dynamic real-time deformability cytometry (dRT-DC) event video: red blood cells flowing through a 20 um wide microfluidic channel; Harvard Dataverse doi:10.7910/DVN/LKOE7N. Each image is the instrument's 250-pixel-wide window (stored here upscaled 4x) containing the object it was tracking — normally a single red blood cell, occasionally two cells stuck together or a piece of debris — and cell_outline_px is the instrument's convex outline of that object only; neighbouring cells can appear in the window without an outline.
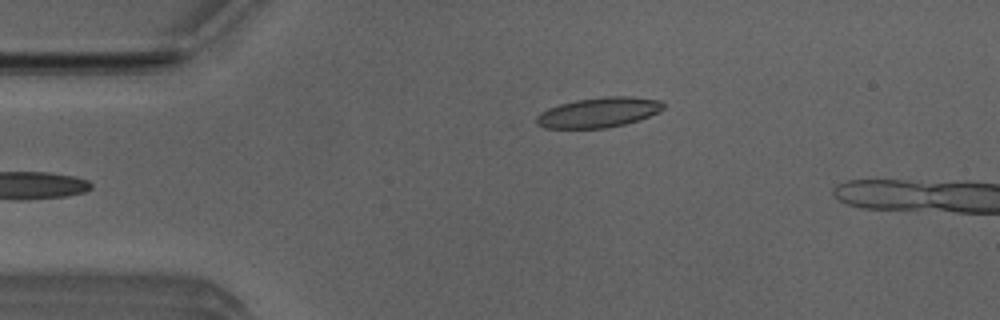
{"species": "Egyptian fruit bat (a non-hibernating species)", "species_latin": "Rousettus aegyptiacus", "temperature_condition": "room temperature", "stored_images_in_passage": 4, "camera_frame_rate_fps": 3000, "um_per_image_px": 0.085, "animal": {"sex": "male"}, "frame": {"image": 1, "passage_image": 4, "time_ms": 1.0, "image_size_px": [1000, 320], "cell_outline_px": [[664, 108], [640, 120], [624, 124], [604, 128], [544, 128], [536, 124], [536, 116], [540, 112], [548, 108], [560, 104], [576, 100], [604, 96], [628, 96], [660, 100], [664, 104]], "centroid_in_image_um": [50.85, 9.55], "position_along_channel_um": 34.1, "area_um2": 22.14}}